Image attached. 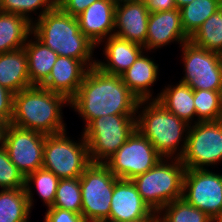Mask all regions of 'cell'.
Segmentation results:
<instances>
[{"label":"cell","instance_id":"cell-1","mask_svg":"<svg viewBox=\"0 0 222 222\" xmlns=\"http://www.w3.org/2000/svg\"><path fill=\"white\" fill-rule=\"evenodd\" d=\"M139 101L120 75L107 74L94 66L70 99V107L82 117L86 127L104 115L136 114Z\"/></svg>","mask_w":222,"mask_h":222},{"label":"cell","instance_id":"cell-2","mask_svg":"<svg viewBox=\"0 0 222 222\" xmlns=\"http://www.w3.org/2000/svg\"><path fill=\"white\" fill-rule=\"evenodd\" d=\"M70 100L62 94L33 85L14 94L11 124L51 135L66 131L63 106Z\"/></svg>","mask_w":222,"mask_h":222},{"label":"cell","instance_id":"cell-3","mask_svg":"<svg viewBox=\"0 0 222 222\" xmlns=\"http://www.w3.org/2000/svg\"><path fill=\"white\" fill-rule=\"evenodd\" d=\"M32 33L59 56L75 58L89 68L96 66L93 53L97 46L80 31L76 17L58 6L34 20Z\"/></svg>","mask_w":222,"mask_h":222},{"label":"cell","instance_id":"cell-4","mask_svg":"<svg viewBox=\"0 0 222 222\" xmlns=\"http://www.w3.org/2000/svg\"><path fill=\"white\" fill-rule=\"evenodd\" d=\"M189 126L156 100L139 101L136 129L152 143L163 158L180 159L183 156Z\"/></svg>","mask_w":222,"mask_h":222},{"label":"cell","instance_id":"cell-5","mask_svg":"<svg viewBox=\"0 0 222 222\" xmlns=\"http://www.w3.org/2000/svg\"><path fill=\"white\" fill-rule=\"evenodd\" d=\"M185 171L180 159L162 158L132 182L141 198L157 214L168 203L182 198Z\"/></svg>","mask_w":222,"mask_h":222},{"label":"cell","instance_id":"cell-6","mask_svg":"<svg viewBox=\"0 0 222 222\" xmlns=\"http://www.w3.org/2000/svg\"><path fill=\"white\" fill-rule=\"evenodd\" d=\"M136 130V114L107 115L93 119L81 132L91 162L105 163Z\"/></svg>","mask_w":222,"mask_h":222},{"label":"cell","instance_id":"cell-7","mask_svg":"<svg viewBox=\"0 0 222 222\" xmlns=\"http://www.w3.org/2000/svg\"><path fill=\"white\" fill-rule=\"evenodd\" d=\"M67 130L46 135L42 168L53 172L59 179L78 178L92 163L83 134L74 141L66 136Z\"/></svg>","mask_w":222,"mask_h":222},{"label":"cell","instance_id":"cell-8","mask_svg":"<svg viewBox=\"0 0 222 222\" xmlns=\"http://www.w3.org/2000/svg\"><path fill=\"white\" fill-rule=\"evenodd\" d=\"M117 179L105 163L92 162L84 170L80 176L81 215L86 222L105 221L109 218Z\"/></svg>","mask_w":222,"mask_h":222},{"label":"cell","instance_id":"cell-9","mask_svg":"<svg viewBox=\"0 0 222 222\" xmlns=\"http://www.w3.org/2000/svg\"><path fill=\"white\" fill-rule=\"evenodd\" d=\"M180 160L186 169H208L222 162V119L191 124Z\"/></svg>","mask_w":222,"mask_h":222},{"label":"cell","instance_id":"cell-10","mask_svg":"<svg viewBox=\"0 0 222 222\" xmlns=\"http://www.w3.org/2000/svg\"><path fill=\"white\" fill-rule=\"evenodd\" d=\"M180 51L185 72L180 82L193 90L222 91V54L198 47L190 40Z\"/></svg>","mask_w":222,"mask_h":222},{"label":"cell","instance_id":"cell-11","mask_svg":"<svg viewBox=\"0 0 222 222\" xmlns=\"http://www.w3.org/2000/svg\"><path fill=\"white\" fill-rule=\"evenodd\" d=\"M163 157L137 129L105 162L119 179L132 180L155 166Z\"/></svg>","mask_w":222,"mask_h":222},{"label":"cell","instance_id":"cell-12","mask_svg":"<svg viewBox=\"0 0 222 222\" xmlns=\"http://www.w3.org/2000/svg\"><path fill=\"white\" fill-rule=\"evenodd\" d=\"M208 169H186L182 198L214 219L222 210V174Z\"/></svg>","mask_w":222,"mask_h":222},{"label":"cell","instance_id":"cell-13","mask_svg":"<svg viewBox=\"0 0 222 222\" xmlns=\"http://www.w3.org/2000/svg\"><path fill=\"white\" fill-rule=\"evenodd\" d=\"M45 134L9 124L3 141L10 161L26 177L42 168Z\"/></svg>","mask_w":222,"mask_h":222},{"label":"cell","instance_id":"cell-14","mask_svg":"<svg viewBox=\"0 0 222 222\" xmlns=\"http://www.w3.org/2000/svg\"><path fill=\"white\" fill-rule=\"evenodd\" d=\"M107 220L116 222H156V213L141 198L132 180L117 179Z\"/></svg>","mask_w":222,"mask_h":222},{"label":"cell","instance_id":"cell-15","mask_svg":"<svg viewBox=\"0 0 222 222\" xmlns=\"http://www.w3.org/2000/svg\"><path fill=\"white\" fill-rule=\"evenodd\" d=\"M189 39L182 27L180 9L150 12L147 26L146 53L166 47L174 41L182 46Z\"/></svg>","mask_w":222,"mask_h":222},{"label":"cell","instance_id":"cell-16","mask_svg":"<svg viewBox=\"0 0 222 222\" xmlns=\"http://www.w3.org/2000/svg\"><path fill=\"white\" fill-rule=\"evenodd\" d=\"M115 9L111 0H97L76 17L80 31L98 48L114 35Z\"/></svg>","mask_w":222,"mask_h":222},{"label":"cell","instance_id":"cell-17","mask_svg":"<svg viewBox=\"0 0 222 222\" xmlns=\"http://www.w3.org/2000/svg\"><path fill=\"white\" fill-rule=\"evenodd\" d=\"M150 11L146 2L135 1L116 6L114 35L142 45L146 51Z\"/></svg>","mask_w":222,"mask_h":222},{"label":"cell","instance_id":"cell-18","mask_svg":"<svg viewBox=\"0 0 222 222\" xmlns=\"http://www.w3.org/2000/svg\"><path fill=\"white\" fill-rule=\"evenodd\" d=\"M89 69L80 60L58 56L49 77L40 86L49 91L65 95L70 100L78 92Z\"/></svg>","mask_w":222,"mask_h":222},{"label":"cell","instance_id":"cell-19","mask_svg":"<svg viewBox=\"0 0 222 222\" xmlns=\"http://www.w3.org/2000/svg\"><path fill=\"white\" fill-rule=\"evenodd\" d=\"M102 47L105 60H96V66L103 72L111 75H121L131 67L144 47L139 43L124 40L115 35L103 40ZM107 59V60H106Z\"/></svg>","mask_w":222,"mask_h":222},{"label":"cell","instance_id":"cell-20","mask_svg":"<svg viewBox=\"0 0 222 222\" xmlns=\"http://www.w3.org/2000/svg\"><path fill=\"white\" fill-rule=\"evenodd\" d=\"M145 50L120 76L130 91L141 100H154L152 86L159 78V64L145 55Z\"/></svg>","mask_w":222,"mask_h":222},{"label":"cell","instance_id":"cell-21","mask_svg":"<svg viewBox=\"0 0 222 222\" xmlns=\"http://www.w3.org/2000/svg\"><path fill=\"white\" fill-rule=\"evenodd\" d=\"M164 87L165 89L163 88L157 96H154V100L189 125L195 124L194 90L180 81L174 86L168 84Z\"/></svg>","mask_w":222,"mask_h":222},{"label":"cell","instance_id":"cell-22","mask_svg":"<svg viewBox=\"0 0 222 222\" xmlns=\"http://www.w3.org/2000/svg\"><path fill=\"white\" fill-rule=\"evenodd\" d=\"M0 85L13 94L33 86L29 80L28 61L24 48L0 53Z\"/></svg>","mask_w":222,"mask_h":222},{"label":"cell","instance_id":"cell-23","mask_svg":"<svg viewBox=\"0 0 222 222\" xmlns=\"http://www.w3.org/2000/svg\"><path fill=\"white\" fill-rule=\"evenodd\" d=\"M23 48L27 55L30 83L40 86L49 77L59 55L33 33L30 34Z\"/></svg>","mask_w":222,"mask_h":222},{"label":"cell","instance_id":"cell-24","mask_svg":"<svg viewBox=\"0 0 222 222\" xmlns=\"http://www.w3.org/2000/svg\"><path fill=\"white\" fill-rule=\"evenodd\" d=\"M31 33L32 23L25 17L0 11V53L22 49Z\"/></svg>","mask_w":222,"mask_h":222},{"label":"cell","instance_id":"cell-25","mask_svg":"<svg viewBox=\"0 0 222 222\" xmlns=\"http://www.w3.org/2000/svg\"><path fill=\"white\" fill-rule=\"evenodd\" d=\"M31 211L25 188L0 190V222H28Z\"/></svg>","mask_w":222,"mask_h":222},{"label":"cell","instance_id":"cell-26","mask_svg":"<svg viewBox=\"0 0 222 222\" xmlns=\"http://www.w3.org/2000/svg\"><path fill=\"white\" fill-rule=\"evenodd\" d=\"M59 178L51 171L44 168L28 174L25 178V190L29 201L30 209L34 206L33 188L47 208L52 207L56 195ZM34 184V185H31Z\"/></svg>","mask_w":222,"mask_h":222},{"label":"cell","instance_id":"cell-27","mask_svg":"<svg viewBox=\"0 0 222 222\" xmlns=\"http://www.w3.org/2000/svg\"><path fill=\"white\" fill-rule=\"evenodd\" d=\"M222 7L221 0H193L180 8L185 34L191 38L204 21Z\"/></svg>","mask_w":222,"mask_h":222},{"label":"cell","instance_id":"cell-28","mask_svg":"<svg viewBox=\"0 0 222 222\" xmlns=\"http://www.w3.org/2000/svg\"><path fill=\"white\" fill-rule=\"evenodd\" d=\"M189 40L198 47L222 54V7L208 17Z\"/></svg>","mask_w":222,"mask_h":222},{"label":"cell","instance_id":"cell-29","mask_svg":"<svg viewBox=\"0 0 222 222\" xmlns=\"http://www.w3.org/2000/svg\"><path fill=\"white\" fill-rule=\"evenodd\" d=\"M156 222H213V219L180 198L165 205L156 214Z\"/></svg>","mask_w":222,"mask_h":222},{"label":"cell","instance_id":"cell-30","mask_svg":"<svg viewBox=\"0 0 222 222\" xmlns=\"http://www.w3.org/2000/svg\"><path fill=\"white\" fill-rule=\"evenodd\" d=\"M196 123L222 119V91L194 90Z\"/></svg>","mask_w":222,"mask_h":222},{"label":"cell","instance_id":"cell-31","mask_svg":"<svg viewBox=\"0 0 222 222\" xmlns=\"http://www.w3.org/2000/svg\"><path fill=\"white\" fill-rule=\"evenodd\" d=\"M50 208H60L81 214L82 197L80 177L59 180L54 203Z\"/></svg>","mask_w":222,"mask_h":222},{"label":"cell","instance_id":"cell-32","mask_svg":"<svg viewBox=\"0 0 222 222\" xmlns=\"http://www.w3.org/2000/svg\"><path fill=\"white\" fill-rule=\"evenodd\" d=\"M57 7V0H0V11L17 14L25 17L33 23L35 19L32 12L37 16V20L46 12ZM37 10L39 14L37 13ZM31 14V15H30Z\"/></svg>","mask_w":222,"mask_h":222},{"label":"cell","instance_id":"cell-33","mask_svg":"<svg viewBox=\"0 0 222 222\" xmlns=\"http://www.w3.org/2000/svg\"><path fill=\"white\" fill-rule=\"evenodd\" d=\"M25 176L10 161L3 144L0 145V188L19 189L25 188Z\"/></svg>","mask_w":222,"mask_h":222},{"label":"cell","instance_id":"cell-34","mask_svg":"<svg viewBox=\"0 0 222 222\" xmlns=\"http://www.w3.org/2000/svg\"><path fill=\"white\" fill-rule=\"evenodd\" d=\"M44 222H86L81 214L60 208H47Z\"/></svg>","mask_w":222,"mask_h":222},{"label":"cell","instance_id":"cell-35","mask_svg":"<svg viewBox=\"0 0 222 222\" xmlns=\"http://www.w3.org/2000/svg\"><path fill=\"white\" fill-rule=\"evenodd\" d=\"M95 1L97 0H58L57 6L64 13L77 17Z\"/></svg>","mask_w":222,"mask_h":222},{"label":"cell","instance_id":"cell-36","mask_svg":"<svg viewBox=\"0 0 222 222\" xmlns=\"http://www.w3.org/2000/svg\"><path fill=\"white\" fill-rule=\"evenodd\" d=\"M13 97L14 94L0 85V118L8 124L11 123L13 114Z\"/></svg>","mask_w":222,"mask_h":222},{"label":"cell","instance_id":"cell-37","mask_svg":"<svg viewBox=\"0 0 222 222\" xmlns=\"http://www.w3.org/2000/svg\"><path fill=\"white\" fill-rule=\"evenodd\" d=\"M146 4L150 12L169 11L177 8L174 0H147Z\"/></svg>","mask_w":222,"mask_h":222},{"label":"cell","instance_id":"cell-38","mask_svg":"<svg viewBox=\"0 0 222 222\" xmlns=\"http://www.w3.org/2000/svg\"><path fill=\"white\" fill-rule=\"evenodd\" d=\"M8 125L9 124L4 119L0 118V145L4 141V137H5Z\"/></svg>","mask_w":222,"mask_h":222},{"label":"cell","instance_id":"cell-39","mask_svg":"<svg viewBox=\"0 0 222 222\" xmlns=\"http://www.w3.org/2000/svg\"><path fill=\"white\" fill-rule=\"evenodd\" d=\"M177 9L184 7L185 5L191 3L193 0H174Z\"/></svg>","mask_w":222,"mask_h":222},{"label":"cell","instance_id":"cell-40","mask_svg":"<svg viewBox=\"0 0 222 222\" xmlns=\"http://www.w3.org/2000/svg\"><path fill=\"white\" fill-rule=\"evenodd\" d=\"M111 1L115 4V6H118L120 4L135 2L137 0H111Z\"/></svg>","mask_w":222,"mask_h":222},{"label":"cell","instance_id":"cell-41","mask_svg":"<svg viewBox=\"0 0 222 222\" xmlns=\"http://www.w3.org/2000/svg\"><path fill=\"white\" fill-rule=\"evenodd\" d=\"M213 222H222V210L219 214L213 219Z\"/></svg>","mask_w":222,"mask_h":222},{"label":"cell","instance_id":"cell-42","mask_svg":"<svg viewBox=\"0 0 222 222\" xmlns=\"http://www.w3.org/2000/svg\"><path fill=\"white\" fill-rule=\"evenodd\" d=\"M99 222H116V221L105 220V221H99Z\"/></svg>","mask_w":222,"mask_h":222}]
</instances>
